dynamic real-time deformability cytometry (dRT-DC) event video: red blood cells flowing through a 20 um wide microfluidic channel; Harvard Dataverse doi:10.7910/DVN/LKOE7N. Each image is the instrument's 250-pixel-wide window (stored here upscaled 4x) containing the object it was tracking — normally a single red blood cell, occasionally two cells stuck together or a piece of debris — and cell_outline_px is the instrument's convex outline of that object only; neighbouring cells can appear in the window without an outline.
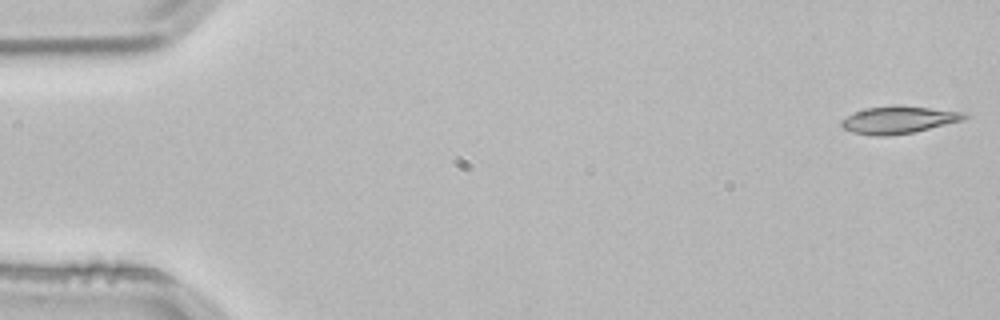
{"species": "common noctule bat (a hibernating species)", "species_latin": "Nyctalus noctula", "temperature_condition": "room temperature", "stored_images_in_passage": 53, "camera_frame_rate_fps": 3000, "um_per_image_px": 0.085, "animal": {"sex": "male", "body_mass_g": 21.5, "forearm_length_mm": 52.0}, "frame": {"image": 1, "passage_image": 1, "time_ms": 0.0, "image_size_px": [1000, 320], "cell_outline_px": [[968, 116], [964, 120], [912, 132], [884, 136], [876, 136], [852, 132], [844, 128], [840, 124], [840, 120], [856, 112], [868, 108], [928, 108], [968, 112]], "centroid_in_image_um": [76.41, 10.23], "position_along_channel_um": 8.6, "area_um2": 18.55}}
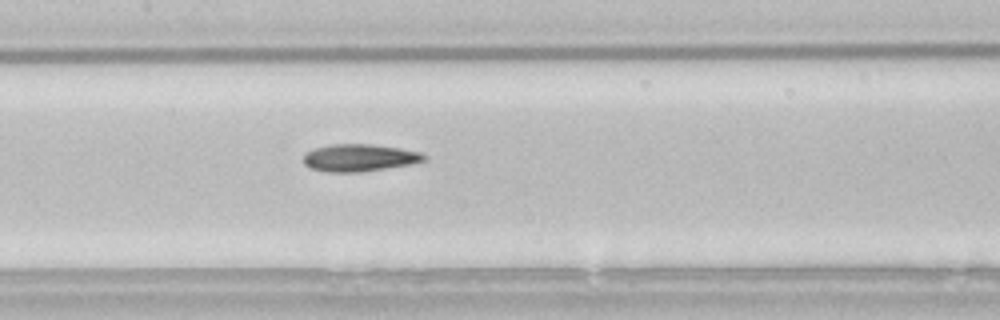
{"frame": {"image": 2, "passage_image": 25, "time_ms": 8.0, "image_size_px": [1000, 320], "cell_outline_px": [[428, 160], [412, 164], [360, 172], [328, 172], [312, 168], [304, 164], [304, 152], [328, 144], [372, 144], [400, 148], [420, 152], [428, 156]], "centroid_in_image_um": [30.58, 13.4], "position_along_channel_um": 176.8, "area_um2": 19.31}}
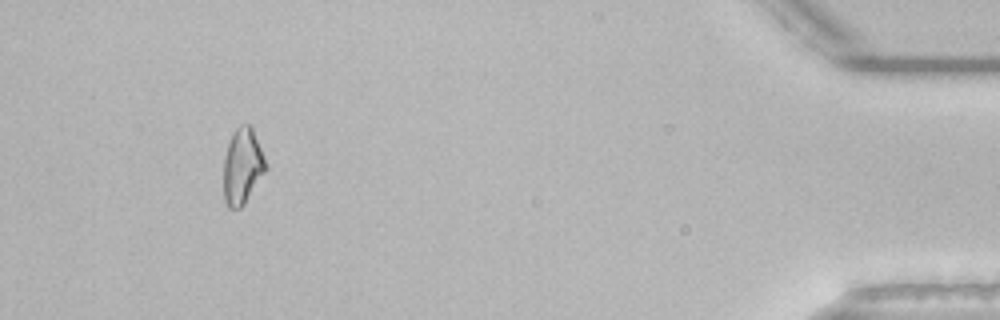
{"frame": {"image": 3, "passage_image": 49, "time_ms": 16.0, "image_size_px": [1000, 320], "cell_outline_px": [[268, 168], [244, 204], [240, 208], [228, 208], [224, 200], [224, 160], [228, 144], [232, 132], [240, 124], [252, 124]], "centroid_in_image_um": [20.62, 14.11], "position_along_channel_um": 414.6, "area_um2": 18.73}, "authors_computed_cell_mechanics": {"area_um2": 18.9006, "velocity_mm_per_s": 3.8328, "shape_relaxation_time_tau1_ms": null, "shape_relaxation_time_tau2_ms": 8.0654, "deformation_change_tau1": null, "deformation_change_tau2": 0.1756}}